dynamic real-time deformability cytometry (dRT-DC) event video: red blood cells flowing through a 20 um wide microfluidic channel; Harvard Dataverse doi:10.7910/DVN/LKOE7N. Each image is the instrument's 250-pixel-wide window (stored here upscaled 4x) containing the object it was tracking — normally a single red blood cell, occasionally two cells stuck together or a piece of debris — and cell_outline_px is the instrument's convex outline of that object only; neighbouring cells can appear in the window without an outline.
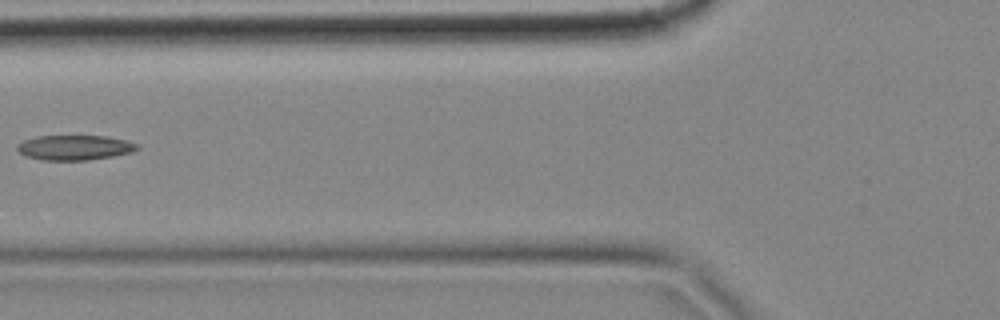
{"species": "common noctule bat (a hibernating species)", "species_latin": "Nyctalus noctula", "temperature_condition": "cold", "stored_images_in_passage": 6, "camera_frame_rate_fps": 3000, "um_per_image_px": 0.085, "animal": {"sex": "female", "body_mass_g": 18.4}, "frame": {"image": 1, "passage_image": 6, "time_ms": 1.667, "image_size_px": [1000, 320], "cell_outline_px": [[140, 148], [132, 152], [112, 156], [88, 160], [44, 160], [24, 156], [16, 148], [16, 144], [24, 140], [36, 136], [108, 136], [128, 140], [140, 144]], "centroid_in_image_um": [6.37, 12.53], "position_along_channel_um": 119.4, "area_um2": 17.63}}